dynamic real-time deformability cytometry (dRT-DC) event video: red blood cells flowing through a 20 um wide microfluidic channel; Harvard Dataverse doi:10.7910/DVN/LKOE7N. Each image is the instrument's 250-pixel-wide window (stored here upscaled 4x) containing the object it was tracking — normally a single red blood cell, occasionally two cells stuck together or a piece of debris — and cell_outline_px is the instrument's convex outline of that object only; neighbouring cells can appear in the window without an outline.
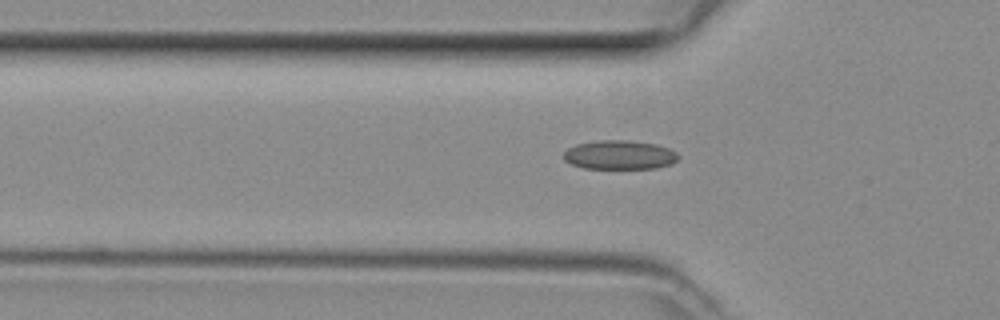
{"species": "common noctule bat (a hibernating species)", "species_latin": "Nyctalus noctula", "temperature_condition": "room temperature", "stored_images_in_passage": 34, "camera_frame_rate_fps": 3000, "um_per_image_px": 0.085, "animal": {"sex": "female", "body_mass_g": 29.2, "forearm_length_mm": 56.3}, "frame": {"image": 1, "passage_image": 9, "time_ms": 2.667, "image_size_px": [1000, 320], "cell_outline_px": [[680, 156], [672, 164], [656, 168], [584, 168], [572, 164], [564, 160], [564, 152], [568, 148], [576, 144], [600, 140], [624, 140], [656, 144], [668, 148], [676, 152]], "centroid_in_image_um": [52.67, 13.16], "position_along_channel_um": 73.1, "area_um2": 19.31}}
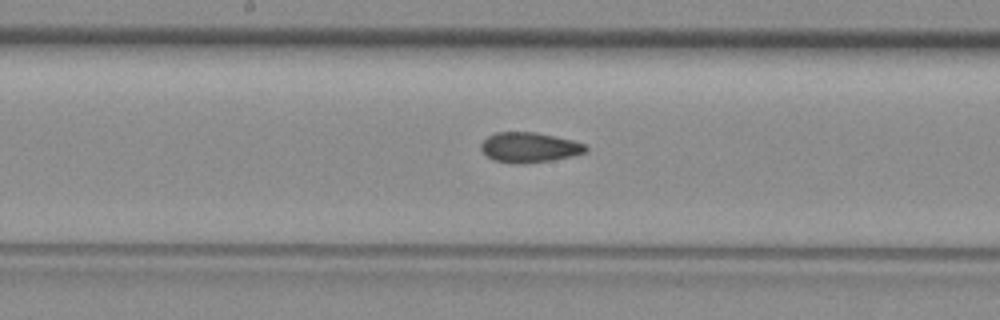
{"frame": {"image": 2, "passage_image": 18, "time_ms": 5.667, "image_size_px": [1000, 320], "cell_outline_px": [[588, 148], [584, 152], [552, 160], [512, 164], [492, 160], [480, 148], [480, 144], [488, 136], [496, 132], [536, 132], [556, 136], [572, 140], [584, 144]], "centroid_in_image_um": [44.94, 12.52], "position_along_channel_um": 203.3, "area_um2": 18.15}}
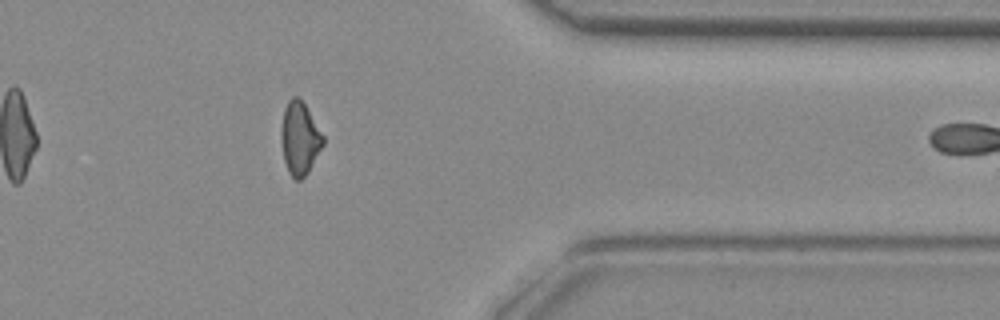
{"frame": {"image": 3, "passage_image": 32, "time_ms": 10.333, "image_size_px": [1000, 320], "cell_outline_px": [[324, 144], [308, 172], [300, 180], [296, 180], [288, 172], [284, 160], [280, 140], [280, 128], [284, 108], [288, 100], [292, 96], [300, 96], [324, 136]], "centroid_in_image_um": [25.46, 11.73], "position_along_channel_um": 385.9, "area_um2": 18.03}}